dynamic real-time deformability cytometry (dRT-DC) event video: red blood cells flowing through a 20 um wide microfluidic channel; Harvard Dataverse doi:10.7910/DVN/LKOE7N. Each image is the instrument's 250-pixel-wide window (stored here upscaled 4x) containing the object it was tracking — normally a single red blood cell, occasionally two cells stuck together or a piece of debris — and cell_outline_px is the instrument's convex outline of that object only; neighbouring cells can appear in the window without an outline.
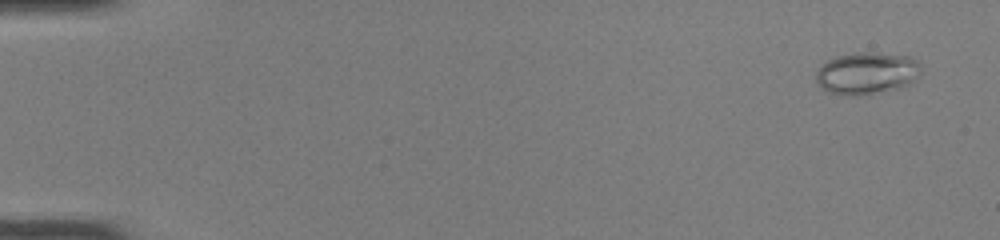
{"species": "common noctule bat (a hibernating species)", "species_latin": "Nyctalus noctula", "temperature_condition": "room temperature", "stored_images_in_passage": 17, "camera_frame_rate_fps": 3000, "um_per_image_px": 0.085, "animal": {"sex": "female", "body_mass_g": 22.0, "forearm_length_mm": 56.7}, "frame": {"image": 1, "passage_image": 3, "time_ms": 0.667, "image_size_px": [1000, 240], "cell_outline_px": [[920, 76], [908, 84], [896, 88], [872, 92], [828, 92], [816, 84], [816, 72], [828, 60], [836, 56], [856, 52], [876, 52], [908, 56], [916, 60], [920, 64]], "centroid_in_image_um": [73.7, 6.15], "position_along_channel_um": 11.3, "area_um2": 24.85}}